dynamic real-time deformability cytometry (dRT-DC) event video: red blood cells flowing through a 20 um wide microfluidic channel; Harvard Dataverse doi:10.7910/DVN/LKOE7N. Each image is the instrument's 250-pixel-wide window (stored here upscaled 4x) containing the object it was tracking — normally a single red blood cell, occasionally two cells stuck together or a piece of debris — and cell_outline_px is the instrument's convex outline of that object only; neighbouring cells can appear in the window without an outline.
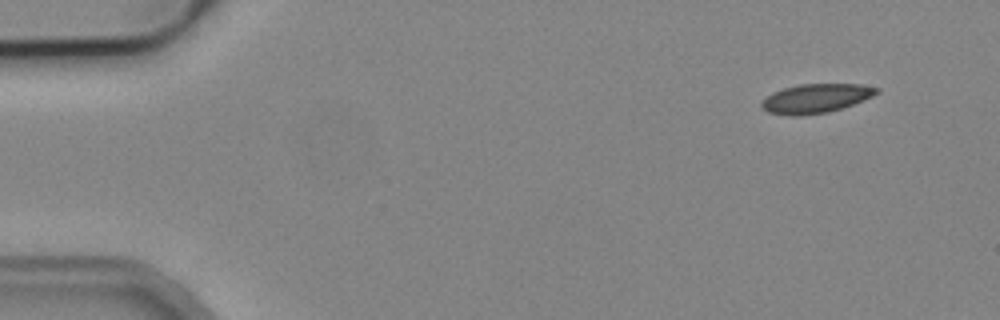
{"species": "common noctule bat (a hibernating species)", "species_latin": "Nyctalus noctula", "temperature_condition": "cold", "stored_images_in_passage": 3, "camera_frame_rate_fps": 3000, "um_per_image_px": 0.085, "animal": {"sex": "male", "body_mass_g": 19.2, "forearm_length_mm": 51.8}, "frame": {"image": 1, "passage_image": 1, "time_ms": 0.0, "image_size_px": [1000, 320], "cell_outline_px": [[880, 92], [864, 100], [828, 112], [800, 116], [792, 116], [768, 112], [760, 104], [764, 96], [772, 92], [784, 88], [800, 84], [860, 84], [880, 88]], "centroid_in_image_um": [69.33, 8.36], "position_along_channel_um": 15.7, "area_um2": 19.54}}